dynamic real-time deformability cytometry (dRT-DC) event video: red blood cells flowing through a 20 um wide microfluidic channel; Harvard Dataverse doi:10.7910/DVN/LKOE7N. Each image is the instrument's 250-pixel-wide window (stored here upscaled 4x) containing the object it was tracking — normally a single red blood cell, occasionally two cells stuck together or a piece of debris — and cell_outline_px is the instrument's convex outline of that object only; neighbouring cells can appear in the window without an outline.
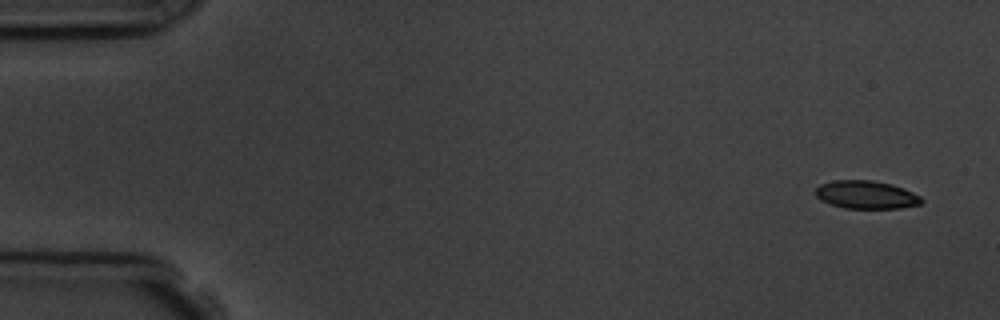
{"species": "common noctule bat (a hibernating species)", "species_latin": "Nyctalus noctula", "temperature_condition": "room temperature", "stored_images_in_passage": 6, "camera_frame_rate_fps": 3000, "um_per_image_px": 0.085, "animal": {"sex": "male", "body_mass_g": 19.5, "forearm_length_mm": 54.6}, "frame": {"image": 1, "passage_image": 1, "time_ms": 0.0, "image_size_px": [1000, 320], "cell_outline_px": [[924, 200], [920, 204], [900, 208], [844, 208], [820, 200], [812, 192], [820, 184], [832, 180], [872, 180], [892, 184], [904, 188], [920, 196]], "centroid_in_image_um": [73.6, 16.54], "position_along_channel_um": 11.4, "area_um2": 17.46}}
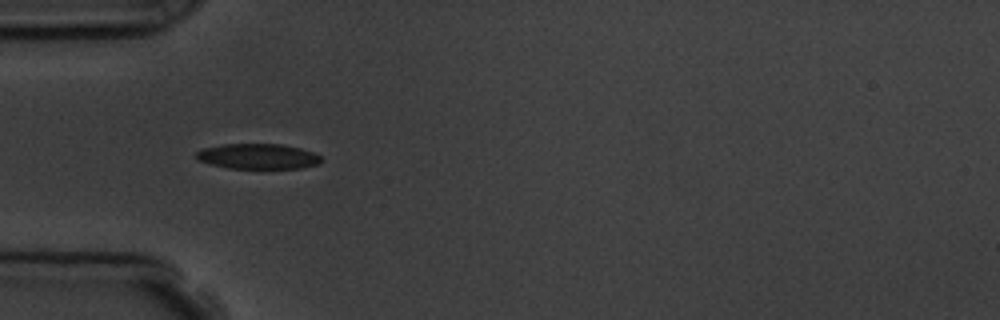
{"frame": {"image": 2, "passage_image": 5, "time_ms": 4.667, "image_size_px": [1000, 320], "cell_outline_px": [[324, 160], [320, 164], [300, 168], [228, 168], [208, 164], [196, 160], [196, 152], [204, 148], [224, 144], [280, 144], [300, 148], [312, 152], [320, 156]], "centroid_in_image_um": [21.92, 13.29], "position_along_channel_um": 63.1, "area_um2": 18.5}}